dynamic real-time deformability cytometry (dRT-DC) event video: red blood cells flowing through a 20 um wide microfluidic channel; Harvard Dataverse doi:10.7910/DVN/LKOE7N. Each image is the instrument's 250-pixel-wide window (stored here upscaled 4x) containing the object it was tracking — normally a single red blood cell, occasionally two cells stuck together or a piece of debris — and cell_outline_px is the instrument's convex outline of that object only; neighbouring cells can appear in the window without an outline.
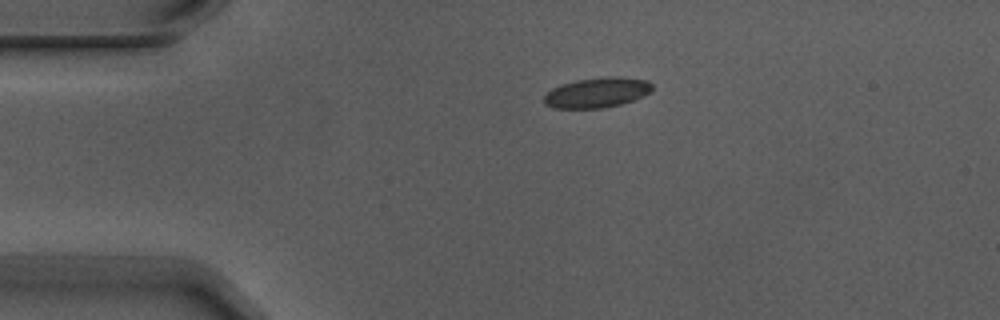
{"species": "Egyptian fruit bat (a non-hibernating species)", "species_latin": "Rousettus aegyptiacus", "temperature_condition": "warm", "stored_images_in_passage": 5, "camera_frame_rate_fps": 3000, "um_per_image_px": 0.085, "animal": {"sex": "male"}, "frame": {"image": 1, "passage_image": 5, "time_ms": 1.333, "image_size_px": [1000, 320], "cell_outline_px": [[652, 92], [644, 96], [620, 104], [600, 108], [552, 108], [544, 104], [544, 96], [552, 88], [576, 80], [604, 76], [620, 76], [648, 80], [652, 84]], "centroid_in_image_um": [50.77, 7.86], "position_along_channel_um": 34.2, "area_um2": 19.07}}